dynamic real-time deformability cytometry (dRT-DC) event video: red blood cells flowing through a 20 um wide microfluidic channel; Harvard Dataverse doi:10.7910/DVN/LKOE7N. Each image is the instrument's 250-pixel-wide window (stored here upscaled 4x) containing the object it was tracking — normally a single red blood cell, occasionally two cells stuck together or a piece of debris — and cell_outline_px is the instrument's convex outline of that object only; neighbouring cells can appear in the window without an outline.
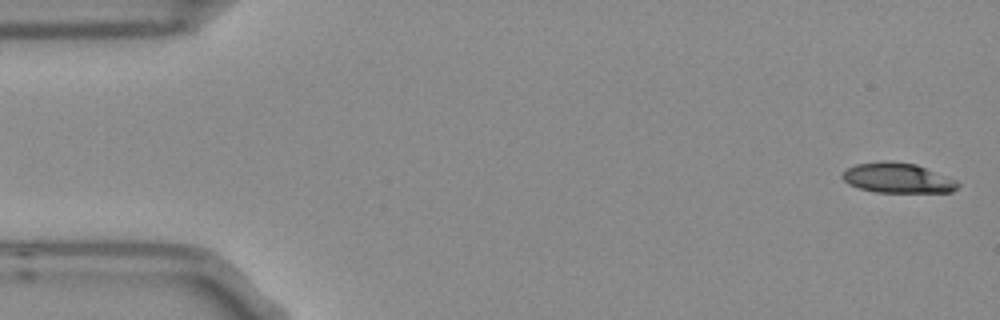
{"species": "Egyptian fruit bat (a non-hibernating species)", "species_latin": "Rousettus aegyptiacus", "temperature_condition": "room temperature", "stored_images_in_passage": 5, "camera_frame_rate_fps": 3000, "um_per_image_px": 0.085, "frame": {"image": 1, "passage_image": 1, "time_ms": 0.0, "image_size_px": [1000, 320], "cell_outline_px": [[960, 184], [952, 192], [876, 192], [860, 188], [848, 184], [840, 176], [848, 168], [856, 164], [880, 160], [892, 160], [916, 164], [956, 180]], "centroid_in_image_um": [76.28, 15.11], "position_along_channel_um": 8.7, "area_um2": 20.23}}